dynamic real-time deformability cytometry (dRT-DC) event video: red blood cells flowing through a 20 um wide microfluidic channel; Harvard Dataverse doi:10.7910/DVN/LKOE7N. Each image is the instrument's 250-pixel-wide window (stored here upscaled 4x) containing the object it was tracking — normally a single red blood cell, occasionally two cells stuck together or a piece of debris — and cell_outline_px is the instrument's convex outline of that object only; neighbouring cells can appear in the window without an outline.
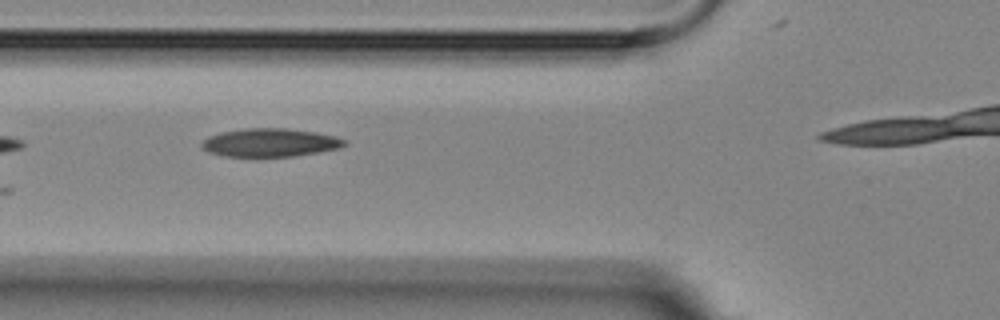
{"species": "Egyptian fruit bat (a non-hibernating species)", "species_latin": "Rousettus aegyptiacus", "temperature_condition": "room temperature", "stored_images_in_passage": 4, "camera_frame_rate_fps": 3000, "um_per_image_px": 0.085, "animal": {"sex": "female"}, "frame": {"image": 1, "passage_image": 2, "time_ms": 1.0, "image_size_px": [1000, 320], "cell_outline_px": [[348, 144], [340, 148], [292, 156], [224, 156], [208, 152], [200, 144], [208, 136], [220, 132], [244, 128], [288, 128], [316, 132], [336, 136], [344, 140]], "centroid_in_image_um": [22.95, 12.11], "position_along_channel_um": 102.8, "area_um2": 23.47}}
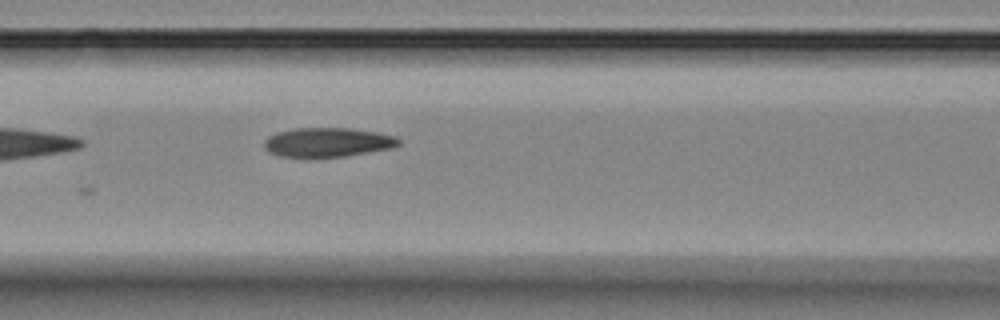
{"frame": {"image": 2, "passage_image": 3, "time_ms": 2.0, "image_size_px": [1000, 320], "cell_outline_px": [[400, 144], [388, 148], [344, 156], [316, 160], [308, 160], [280, 156], [268, 152], [264, 148], [264, 140], [268, 136], [276, 132], [292, 128], [352, 128], [376, 132], [396, 136], [400, 140]], "centroid_in_image_um": [27.74, 12.13], "position_along_channel_um": 138.9, "area_um2": 23.7}}